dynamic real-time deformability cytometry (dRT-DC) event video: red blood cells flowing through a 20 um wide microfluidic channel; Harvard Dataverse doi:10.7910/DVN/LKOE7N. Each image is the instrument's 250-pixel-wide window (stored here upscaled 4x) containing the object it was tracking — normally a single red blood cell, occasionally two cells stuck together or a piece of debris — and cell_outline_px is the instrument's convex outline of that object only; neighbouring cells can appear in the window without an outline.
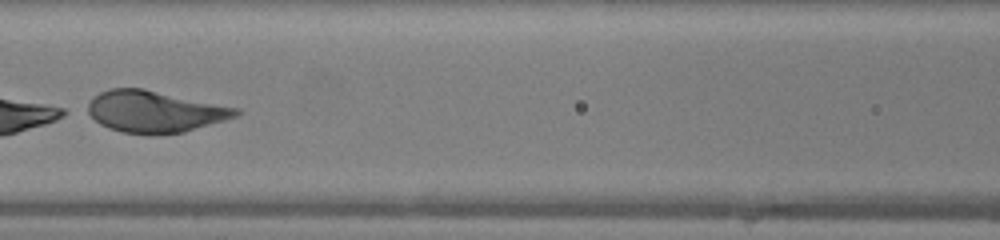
{"species": "human", "species_latin": "Homo sapiens", "temperature_condition": "warm", "stored_images_in_passage": 45, "camera_frame_rate_fps": 3000, "um_per_image_px": 0.085, "donor": {"sex": "female"}, "frame": {"image": 1, "passage_image": 20, "time_ms": 6.333, "image_size_px": [1000, 240], "cell_outline_px": [[244, 112], [236, 116], [224, 120], [184, 132], [152, 136], [148, 136], [124, 132], [108, 128], [100, 124], [84, 112], [92, 96], [100, 92], [112, 88], [144, 88], [240, 108]], "centroid_in_image_um": [13.13, 9.49], "position_along_channel_um": 153.5, "area_um2": 36.59}}